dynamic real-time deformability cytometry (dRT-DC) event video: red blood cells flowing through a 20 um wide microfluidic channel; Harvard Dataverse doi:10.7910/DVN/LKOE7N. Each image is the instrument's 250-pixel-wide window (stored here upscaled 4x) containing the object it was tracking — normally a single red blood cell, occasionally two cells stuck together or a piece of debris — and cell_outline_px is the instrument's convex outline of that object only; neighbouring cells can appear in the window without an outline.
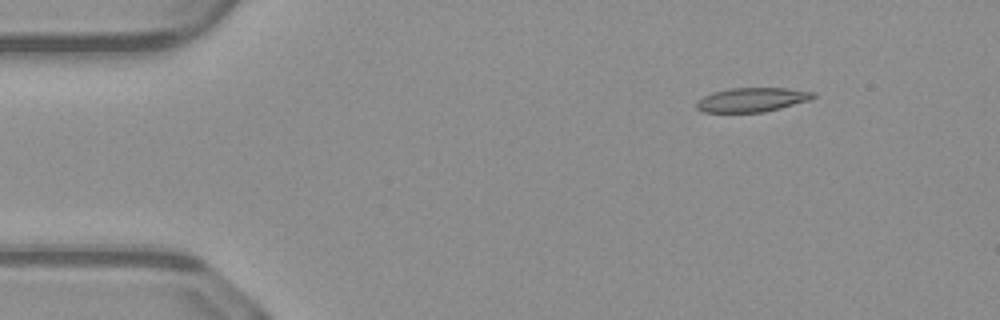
{"species": "common noctule bat (a hibernating species)", "species_latin": "Nyctalus noctula", "temperature_condition": "warm", "stored_images_in_passage": 49, "camera_frame_rate_fps": 3000, "um_per_image_px": 0.085, "animal": {"sex": "male", "body_mass_g": 23.1, "forearm_length_mm": 52.7}, "frame": {"image": 1, "passage_image": 5, "time_ms": 1.333, "image_size_px": [1000, 320], "cell_outline_px": [[816, 96], [808, 100], [780, 108], [764, 112], [704, 112], [696, 108], [696, 104], [704, 96], [712, 92], [732, 88], [784, 88], [816, 92]], "centroid_in_image_um": [63.92, 8.47], "position_along_channel_um": 21.1, "area_um2": 16.24}}
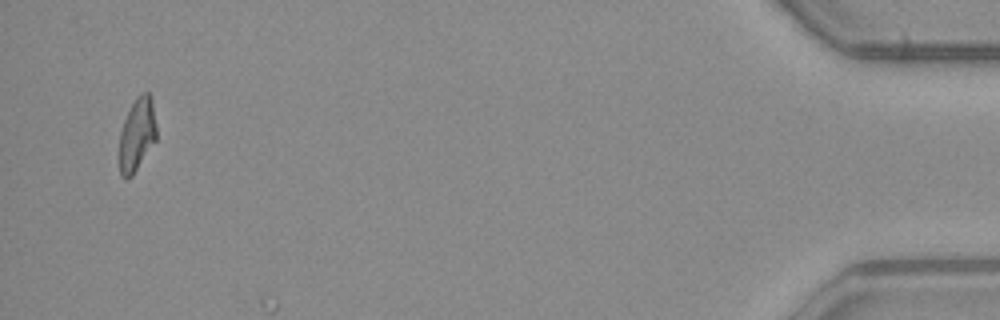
{"frame": {"image": 2, "passage_image": 47, "time_ms": 15.333, "image_size_px": [1000, 320], "cell_outline_px": [[156, 140], [132, 176], [128, 180], [124, 180], [120, 176], [120, 132], [124, 120], [136, 96], [140, 92], [148, 92], [152, 96], [156, 124]], "centroid_in_image_um": [11.65, 11.43], "position_along_channel_um": 423.5, "area_um2": 15.95}}